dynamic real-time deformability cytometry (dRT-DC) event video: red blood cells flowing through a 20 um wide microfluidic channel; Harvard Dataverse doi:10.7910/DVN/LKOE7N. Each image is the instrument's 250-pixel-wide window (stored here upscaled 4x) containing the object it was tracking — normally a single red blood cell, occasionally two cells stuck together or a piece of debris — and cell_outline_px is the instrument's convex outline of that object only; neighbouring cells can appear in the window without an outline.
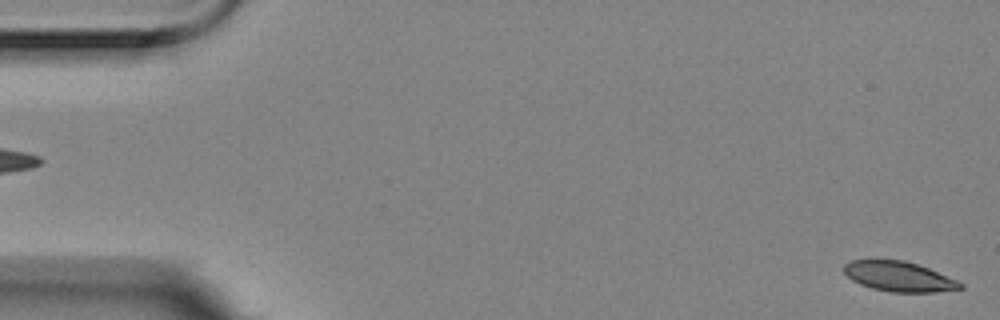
{"species": "Egyptian fruit bat (a non-hibernating species)", "species_latin": "Rousettus aegyptiacus", "temperature_condition": "room temperature", "stored_images_in_passage": 3, "segment_of_instrument_passage": [2, 2], "camera_frame_rate_fps": 3000, "um_per_image_px": 0.085, "animal": {"sex": "female"}, "frame": {"image": 1, "passage_image": 3, "time_ms": 0.667, "image_size_px": [1000, 320], "cell_outline_px": [[964, 288], [936, 292], [892, 292], [872, 288], [860, 284], [852, 280], [844, 272], [844, 264], [852, 260], [904, 260], [928, 268], [956, 280], [964, 284]], "centroid_in_image_um": [76.41, 23.51], "position_along_channel_um": 8.6, "area_um2": 20.11}}